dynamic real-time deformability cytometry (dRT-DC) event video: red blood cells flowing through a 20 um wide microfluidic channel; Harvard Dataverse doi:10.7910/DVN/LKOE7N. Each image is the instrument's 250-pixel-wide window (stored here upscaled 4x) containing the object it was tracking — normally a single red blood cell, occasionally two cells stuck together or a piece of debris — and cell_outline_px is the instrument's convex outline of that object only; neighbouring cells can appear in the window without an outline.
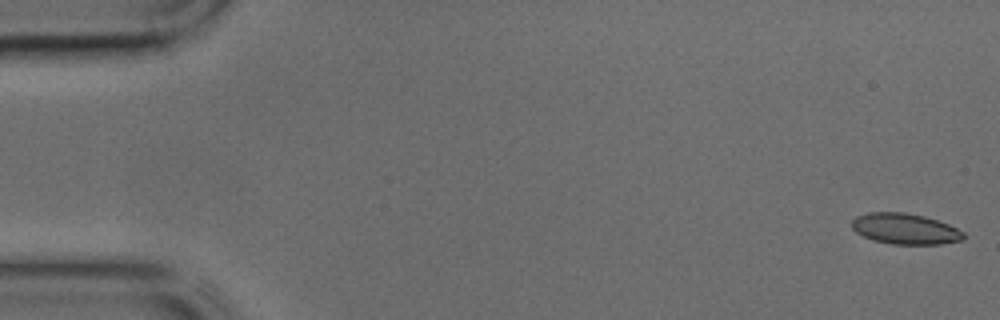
{"species": "common noctule bat (a hibernating species)", "species_latin": "Nyctalus noctula", "temperature_condition": "cold", "stored_images_in_passage": 44, "camera_frame_rate_fps": 3000, "um_per_image_px": 0.085, "animal": {"sex": "male", "body_mass_g": 17.9, "forearm_length_mm": 54.2}, "frame": {"image": 1, "passage_image": 1, "time_ms": 0.0, "image_size_px": [1000, 320], "cell_outline_px": [[964, 236], [960, 240], [940, 244], [892, 244], [876, 240], [864, 236], [856, 232], [852, 228], [852, 220], [856, 216], [868, 212], [904, 212], [924, 216], [948, 224], [964, 232]], "centroid_in_image_um": [76.91, 19.44], "position_along_channel_um": 8.1, "area_um2": 19.83}}
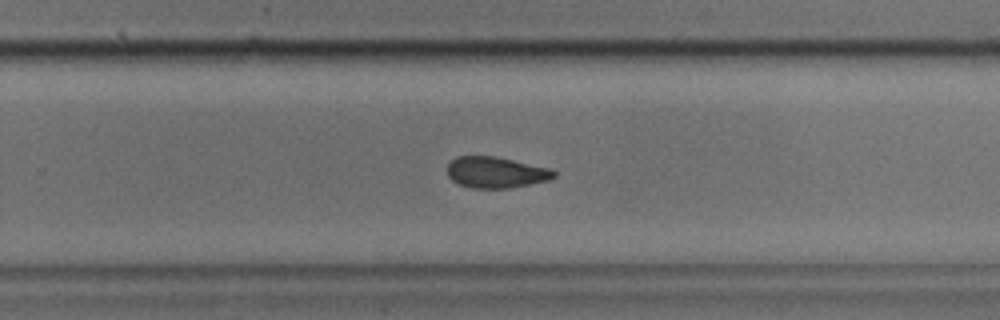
{"frame": {"image": 2, "passage_image": 28, "time_ms": 9.0, "image_size_px": [1000, 320], "cell_outline_px": [[556, 176], [548, 180], [508, 188], [472, 188], [460, 184], [452, 180], [448, 176], [448, 164], [456, 156], [496, 156], [552, 168], [556, 172]], "centroid_in_image_um": [42.17, 14.64], "position_along_channel_um": 287.6, "area_um2": 19.36}}
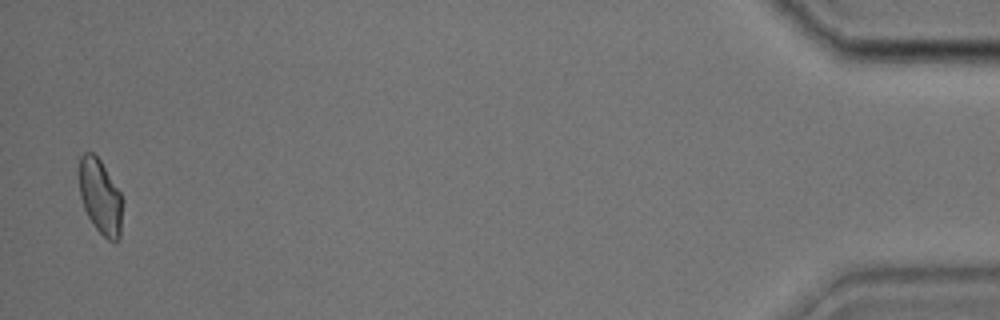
{"frame": {"image": 3, "passage_image": 43, "time_ms": 14.0, "image_size_px": [1000, 320], "cell_outline_px": [[124, 200], [120, 240], [116, 244], [108, 240], [92, 224], [84, 208], [80, 196], [80, 156], [84, 152], [92, 152], [100, 160], [120, 192]], "centroid_in_image_um": [8.57, 16.78], "position_along_channel_um": 426.6, "area_um2": 19.13}}